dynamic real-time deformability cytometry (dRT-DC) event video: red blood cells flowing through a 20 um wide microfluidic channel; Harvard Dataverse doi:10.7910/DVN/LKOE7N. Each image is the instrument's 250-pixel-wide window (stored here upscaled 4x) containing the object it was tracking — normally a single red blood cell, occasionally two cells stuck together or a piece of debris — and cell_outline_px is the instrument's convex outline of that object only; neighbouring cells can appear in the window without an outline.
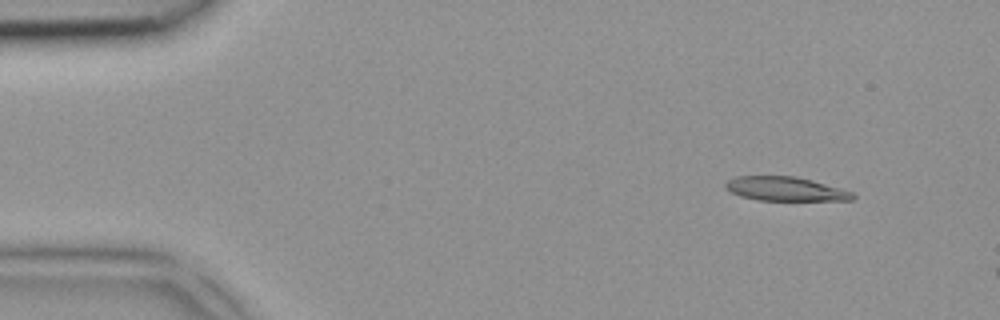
{"species": "common noctule bat (a hibernating species)", "species_latin": "Nyctalus noctula", "temperature_condition": "room temperature", "stored_images_in_passage": 4, "camera_frame_rate_fps": 3000, "um_per_image_px": 0.085, "animal": {"sex": "female", "body_mass_g": 18.4}, "frame": {"image": 1, "passage_image": 2, "time_ms": 0.333, "image_size_px": [1000, 320], "cell_outline_px": [[856, 196], [852, 200], [760, 200], [740, 196], [732, 192], [724, 184], [728, 180], [736, 176], [796, 176], [812, 180], [852, 192]], "centroid_in_image_um": [66.76, 16.05], "position_along_channel_um": 18.2, "area_um2": 17.57}}